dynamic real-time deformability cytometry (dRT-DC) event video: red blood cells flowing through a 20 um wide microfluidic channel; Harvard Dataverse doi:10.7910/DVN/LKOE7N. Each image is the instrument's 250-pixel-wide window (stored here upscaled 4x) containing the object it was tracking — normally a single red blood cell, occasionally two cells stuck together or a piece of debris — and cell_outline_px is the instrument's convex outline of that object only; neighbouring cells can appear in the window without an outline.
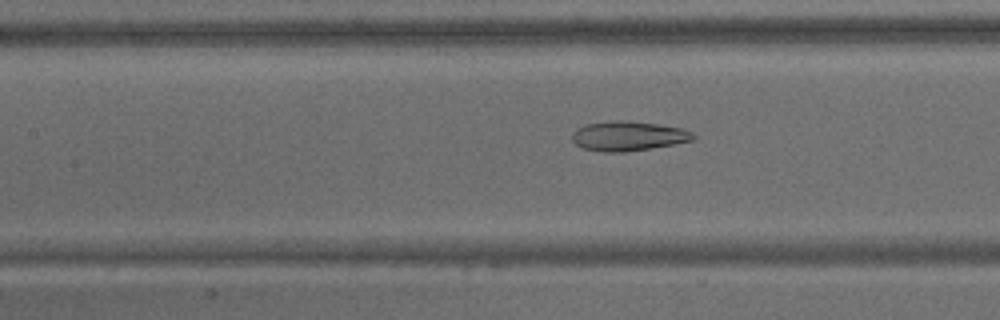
{"species": "common noctule bat (a hibernating species)", "species_latin": "Nyctalus noctula", "temperature_condition": "warm", "stored_images_in_passage": 65, "camera_frame_rate_fps": 3000, "um_per_image_px": 0.085, "animal": {"sex": "male", "body_mass_g": 15.6}, "frame": {"image": 1, "passage_image": 29, "time_ms": 9.333, "image_size_px": [1000, 320], "cell_outline_px": [[696, 140], [624, 152], [604, 152], [584, 148], [576, 144], [572, 140], [572, 132], [576, 128], [588, 124], [612, 120], [628, 120], [660, 124], [680, 128], [692, 132], [696, 136]], "centroid_in_image_um": [53.4, 11.55], "position_along_channel_um": 154.0, "area_um2": 20.87}}
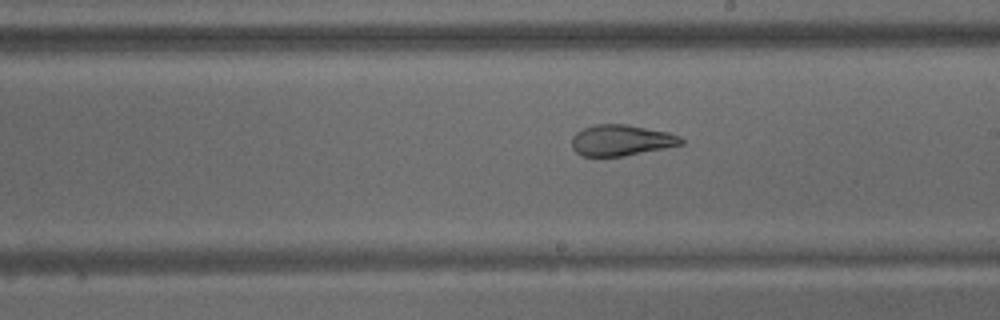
{"frame": {"image": 2, "passage_image": 37, "time_ms": 12.0, "image_size_px": [1000, 320], "cell_outline_px": [[684, 144], [624, 156], [580, 156], [572, 148], [572, 136], [576, 132], [584, 128], [596, 124], [628, 124], [668, 132], [680, 136], [684, 140]], "centroid_in_image_um": [52.8, 11.92], "position_along_channel_um": 236.2, "area_um2": 19.83}}
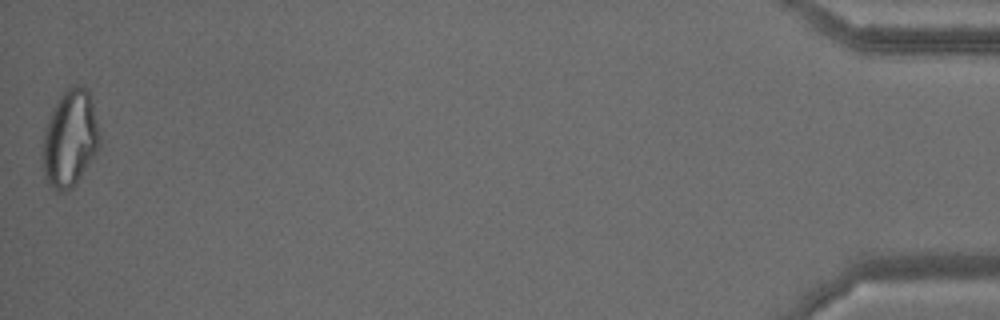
{"frame": {"image": 3, "passage_image": 65, "time_ms": 21.333, "image_size_px": [1000, 320], "cell_outline_px": [[100, 148], [76, 184], [64, 192], [56, 192], [44, 180], [40, 156], [40, 144], [52, 108], [60, 96], [72, 84], [80, 84], [88, 88], [100, 136]], "centroid_in_image_um": [5.9, 11.82], "position_along_channel_um": 429.3, "area_um2": 33.0}, "authors_computed_cell_mechanics": {"area_um2": 26.588, "velocity_mm_per_s": 3.0912, "shape_relaxation_time_tau1_ms": null, "shape_relaxation_time_tau2_ms": 1.8353, "deformation_change_tau1": null, "deformation_change_tau2": 0.0842}}